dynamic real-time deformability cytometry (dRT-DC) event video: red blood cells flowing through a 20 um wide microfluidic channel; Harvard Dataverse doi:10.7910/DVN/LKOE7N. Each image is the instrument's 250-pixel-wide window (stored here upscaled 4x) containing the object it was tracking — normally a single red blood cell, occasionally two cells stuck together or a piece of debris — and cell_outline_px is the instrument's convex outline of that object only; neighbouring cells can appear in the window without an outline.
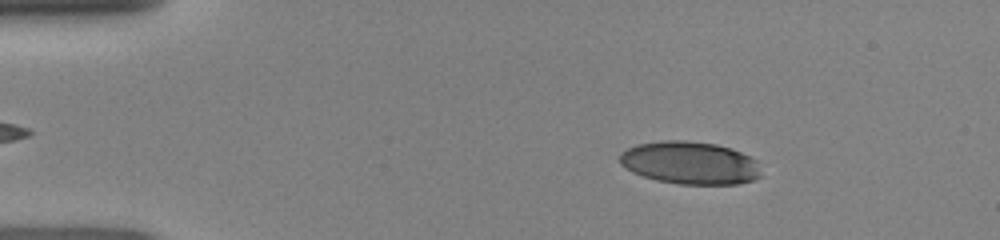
{"species": "human", "species_latin": "Homo sapiens", "temperature_condition": "room temperature", "stored_images_in_passage": 48, "camera_frame_rate_fps": 3000, "um_per_image_px": 0.085, "donor": {"sex": "female"}, "frame": {"image": 1, "passage_image": 8, "time_ms": 2.333, "image_size_px": [1000, 240], "cell_outline_px": [[760, 176], [752, 180], [736, 184], [680, 184], [656, 180], [632, 172], [620, 164], [620, 152], [636, 144], [660, 140], [684, 140], [716, 144], [732, 148], [756, 160]], "centroid_in_image_um": [58.61, 13.83], "position_along_channel_um": 26.4, "area_um2": 35.14}}
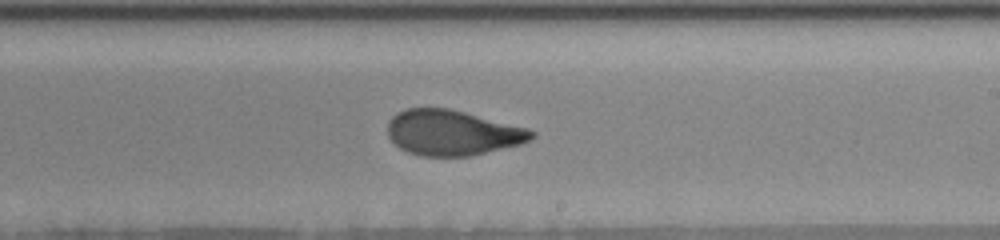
{"frame": {"image": 2, "passage_image": 29, "time_ms": 9.333, "image_size_px": [1000, 240], "cell_outline_px": [[536, 136], [520, 144], [468, 156], [420, 156], [408, 152], [400, 148], [388, 136], [388, 120], [396, 112], [408, 108], [448, 108], [528, 128], [536, 132]], "centroid_in_image_um": [38.43, 11.27], "position_along_channel_um": 250.6, "area_um2": 37.8}}
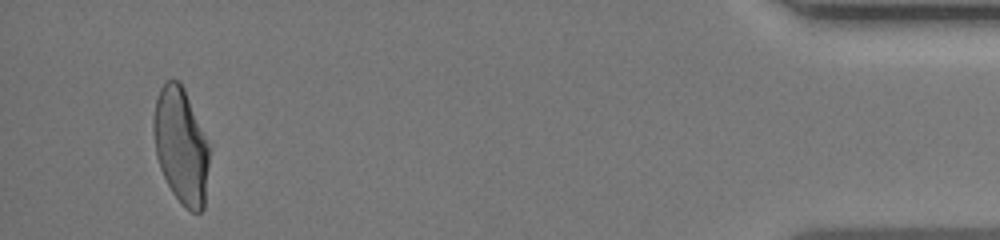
{"frame": {"image": 3, "passage_image": 46, "time_ms": 15.0, "image_size_px": [1000, 240], "cell_outline_px": [[212, 144], [204, 208], [200, 212], [192, 212], [172, 192], [160, 168], [156, 156], [152, 128], [152, 120], [156, 100], [160, 88], [168, 80], [176, 80], [184, 88]], "centroid_in_image_um": [15.43, 12.37], "position_along_channel_um": 419.8, "area_um2": 38.38}}